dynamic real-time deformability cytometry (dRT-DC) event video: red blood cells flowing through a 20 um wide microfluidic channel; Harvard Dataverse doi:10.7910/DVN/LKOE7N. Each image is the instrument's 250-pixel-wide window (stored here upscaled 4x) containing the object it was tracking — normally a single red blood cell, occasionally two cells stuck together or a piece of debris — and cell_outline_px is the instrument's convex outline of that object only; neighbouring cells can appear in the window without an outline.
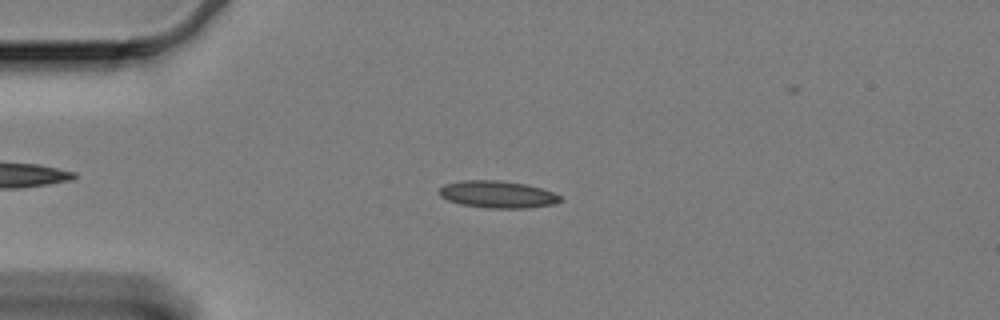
{"species": "Egyptian fruit bat (a non-hibernating species)", "species_latin": "Rousettus aegyptiacus", "temperature_condition": "cold", "stored_images_in_passage": 22, "camera_frame_rate_fps": 3000, "um_per_image_px": 0.085, "animal": {"sex": "female"}, "frame": {"image": 1, "passage_image": 14, "time_ms": 4.333, "image_size_px": [1000, 320], "cell_outline_px": [[564, 200], [552, 204], [528, 208], [488, 208], [460, 204], [448, 200], [440, 196], [440, 188], [444, 184], [460, 180], [496, 180], [524, 184], [540, 188], [552, 192], [560, 196]], "centroid_in_image_um": [42.27, 16.52], "position_along_channel_um": 42.7, "area_um2": 19.02}}
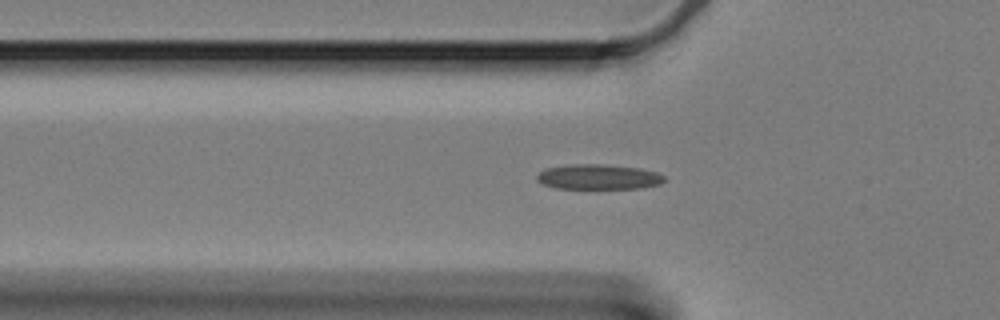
{"frame": {"image": 2, "passage_image": 19, "time_ms": 6.0, "image_size_px": [1000, 320], "cell_outline_px": [[664, 180], [660, 184], [640, 188], [552, 188], [536, 180], [536, 176], [540, 172], [548, 168], [572, 164], [600, 164], [640, 168], [656, 172], [664, 176]], "centroid_in_image_um": [50.86, 15.03], "position_along_channel_um": 74.9, "area_um2": 18.44}}